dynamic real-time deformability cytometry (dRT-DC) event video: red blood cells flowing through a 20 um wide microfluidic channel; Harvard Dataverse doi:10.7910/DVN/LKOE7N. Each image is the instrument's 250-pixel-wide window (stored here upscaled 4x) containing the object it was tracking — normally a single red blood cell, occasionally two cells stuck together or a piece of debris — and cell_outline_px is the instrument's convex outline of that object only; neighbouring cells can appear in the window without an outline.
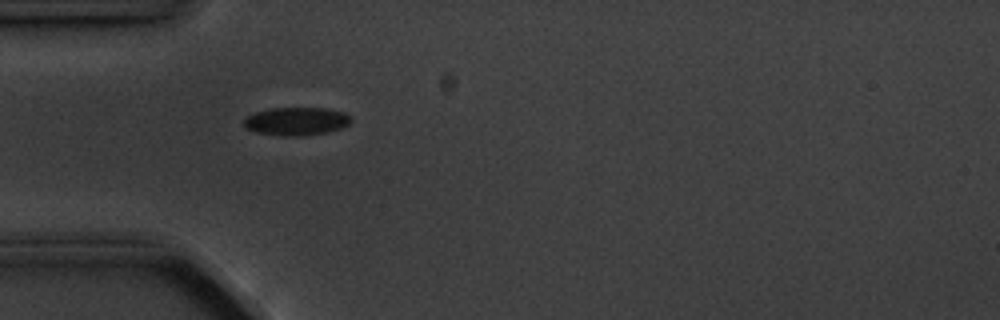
{"species": "common noctule bat (a hibernating species)", "species_latin": "Nyctalus noctula", "temperature_condition": "cold", "stored_images_in_passage": 5, "camera_frame_rate_fps": 3000, "um_per_image_px": 0.085, "animal": {"sex": "male", "body_mass_g": 20.1, "forearm_length_mm": 53.5}, "frame": {"image": 1, "passage_image": 2, "time_ms": 1.0, "image_size_px": [1000, 320], "cell_outline_px": [[352, 120], [348, 124], [340, 128], [328, 132], [304, 136], [284, 136], [256, 132], [244, 128], [244, 120], [248, 116], [256, 112], [272, 108], [324, 108], [344, 112]], "centroid_in_image_um": [25.18, 10.31], "position_along_channel_um": 59.8, "area_um2": 17.46}}
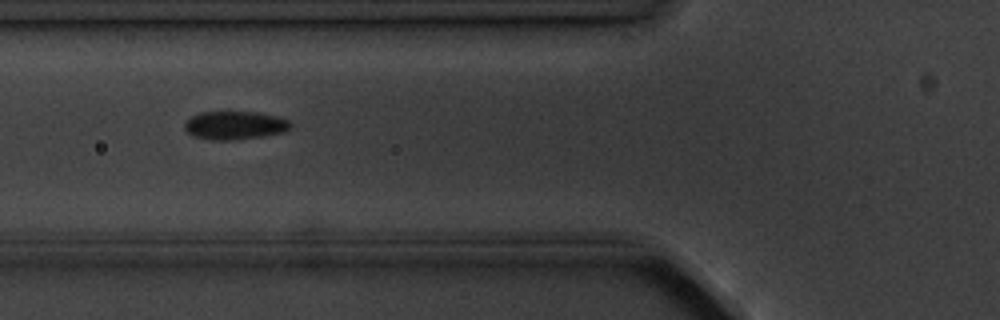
{"frame": {"image": 2, "passage_image": 3, "time_ms": 2.333, "image_size_px": [1000, 320], "cell_outline_px": [[292, 128], [284, 132], [236, 140], [212, 140], [192, 136], [184, 128], [184, 124], [192, 116], [200, 112], [256, 112], [276, 116], [288, 120], [292, 124]], "centroid_in_image_um": [19.96, 10.66], "position_along_channel_um": 105.8, "area_um2": 17.46}}
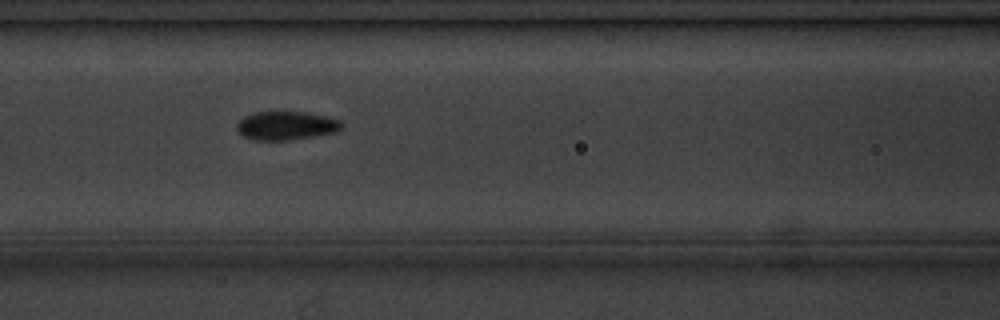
{"frame": {"image": 3, "passage_image": 4, "time_ms": 3.333, "image_size_px": [1000, 320], "cell_outline_px": [[340, 128], [336, 132], [288, 140], [252, 140], [244, 136], [236, 128], [236, 124], [244, 116], [256, 112], [308, 112], [340, 120]], "centroid_in_image_um": [24.28, 10.68], "position_along_channel_um": 142.3, "area_um2": 17.22}}